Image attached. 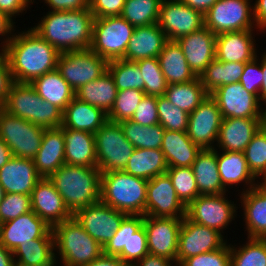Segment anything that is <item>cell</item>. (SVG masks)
I'll use <instances>...</instances> for the list:
<instances>
[{"instance_id":"cell-1","label":"cell","mask_w":266,"mask_h":266,"mask_svg":"<svg viewBox=\"0 0 266 266\" xmlns=\"http://www.w3.org/2000/svg\"><path fill=\"white\" fill-rule=\"evenodd\" d=\"M3 49L14 82L32 83L36 78L56 69L60 52L34 30L8 37Z\"/></svg>"},{"instance_id":"cell-2","label":"cell","mask_w":266,"mask_h":266,"mask_svg":"<svg viewBox=\"0 0 266 266\" xmlns=\"http://www.w3.org/2000/svg\"><path fill=\"white\" fill-rule=\"evenodd\" d=\"M42 19L31 29L60 53L90 49L95 18L89 8L50 11Z\"/></svg>"},{"instance_id":"cell-3","label":"cell","mask_w":266,"mask_h":266,"mask_svg":"<svg viewBox=\"0 0 266 266\" xmlns=\"http://www.w3.org/2000/svg\"><path fill=\"white\" fill-rule=\"evenodd\" d=\"M49 179L72 214L100 201L101 171L98 167L64 164Z\"/></svg>"},{"instance_id":"cell-4","label":"cell","mask_w":266,"mask_h":266,"mask_svg":"<svg viewBox=\"0 0 266 266\" xmlns=\"http://www.w3.org/2000/svg\"><path fill=\"white\" fill-rule=\"evenodd\" d=\"M147 183L122 170L101 173L100 201L127 215L145 216Z\"/></svg>"},{"instance_id":"cell-5","label":"cell","mask_w":266,"mask_h":266,"mask_svg":"<svg viewBox=\"0 0 266 266\" xmlns=\"http://www.w3.org/2000/svg\"><path fill=\"white\" fill-rule=\"evenodd\" d=\"M2 108L45 129L61 127L63 124V111L43 100L30 83L14 82Z\"/></svg>"},{"instance_id":"cell-6","label":"cell","mask_w":266,"mask_h":266,"mask_svg":"<svg viewBox=\"0 0 266 266\" xmlns=\"http://www.w3.org/2000/svg\"><path fill=\"white\" fill-rule=\"evenodd\" d=\"M52 231L64 266H84L103 253V247L73 217L54 225Z\"/></svg>"},{"instance_id":"cell-7","label":"cell","mask_w":266,"mask_h":266,"mask_svg":"<svg viewBox=\"0 0 266 266\" xmlns=\"http://www.w3.org/2000/svg\"><path fill=\"white\" fill-rule=\"evenodd\" d=\"M134 29L121 16L95 18L90 49L107 61L122 59Z\"/></svg>"},{"instance_id":"cell-8","label":"cell","mask_w":266,"mask_h":266,"mask_svg":"<svg viewBox=\"0 0 266 266\" xmlns=\"http://www.w3.org/2000/svg\"><path fill=\"white\" fill-rule=\"evenodd\" d=\"M94 136L97 167L101 173L123 171L135 147L124 136L121 125L107 121Z\"/></svg>"},{"instance_id":"cell-9","label":"cell","mask_w":266,"mask_h":266,"mask_svg":"<svg viewBox=\"0 0 266 266\" xmlns=\"http://www.w3.org/2000/svg\"><path fill=\"white\" fill-rule=\"evenodd\" d=\"M44 130L0 107V139L14 157L33 159L41 146Z\"/></svg>"},{"instance_id":"cell-10","label":"cell","mask_w":266,"mask_h":266,"mask_svg":"<svg viewBox=\"0 0 266 266\" xmlns=\"http://www.w3.org/2000/svg\"><path fill=\"white\" fill-rule=\"evenodd\" d=\"M143 221V215H127L112 239L103 247V253L118 256L129 266L141 260L149 253Z\"/></svg>"},{"instance_id":"cell-11","label":"cell","mask_w":266,"mask_h":266,"mask_svg":"<svg viewBox=\"0 0 266 266\" xmlns=\"http://www.w3.org/2000/svg\"><path fill=\"white\" fill-rule=\"evenodd\" d=\"M108 61L91 49L61 52L56 69L77 91L81 86L96 80L107 71Z\"/></svg>"},{"instance_id":"cell-12","label":"cell","mask_w":266,"mask_h":266,"mask_svg":"<svg viewBox=\"0 0 266 266\" xmlns=\"http://www.w3.org/2000/svg\"><path fill=\"white\" fill-rule=\"evenodd\" d=\"M248 1L250 0H218L205 13L204 26L216 35L252 30V24L255 23L251 21L254 20L251 11L253 7Z\"/></svg>"},{"instance_id":"cell-13","label":"cell","mask_w":266,"mask_h":266,"mask_svg":"<svg viewBox=\"0 0 266 266\" xmlns=\"http://www.w3.org/2000/svg\"><path fill=\"white\" fill-rule=\"evenodd\" d=\"M126 216V213L117 211L101 201L79 209L73 214V218L102 247L112 239Z\"/></svg>"},{"instance_id":"cell-14","label":"cell","mask_w":266,"mask_h":266,"mask_svg":"<svg viewBox=\"0 0 266 266\" xmlns=\"http://www.w3.org/2000/svg\"><path fill=\"white\" fill-rule=\"evenodd\" d=\"M158 25L168 40L176 41L201 29L204 15L180 0H162Z\"/></svg>"},{"instance_id":"cell-15","label":"cell","mask_w":266,"mask_h":266,"mask_svg":"<svg viewBox=\"0 0 266 266\" xmlns=\"http://www.w3.org/2000/svg\"><path fill=\"white\" fill-rule=\"evenodd\" d=\"M225 244L218 230L192 222L185 216L179 233L176 266L187 258L218 250Z\"/></svg>"},{"instance_id":"cell-16","label":"cell","mask_w":266,"mask_h":266,"mask_svg":"<svg viewBox=\"0 0 266 266\" xmlns=\"http://www.w3.org/2000/svg\"><path fill=\"white\" fill-rule=\"evenodd\" d=\"M210 96L216 101L224 118H263L260 100L243 88L240 82L226 84Z\"/></svg>"},{"instance_id":"cell-17","label":"cell","mask_w":266,"mask_h":266,"mask_svg":"<svg viewBox=\"0 0 266 266\" xmlns=\"http://www.w3.org/2000/svg\"><path fill=\"white\" fill-rule=\"evenodd\" d=\"M145 216L163 218L186 216V206L178 198L167 173L148 180Z\"/></svg>"},{"instance_id":"cell-18","label":"cell","mask_w":266,"mask_h":266,"mask_svg":"<svg viewBox=\"0 0 266 266\" xmlns=\"http://www.w3.org/2000/svg\"><path fill=\"white\" fill-rule=\"evenodd\" d=\"M182 222L183 218L144 216L143 226L147 234L148 252L176 263Z\"/></svg>"},{"instance_id":"cell-19","label":"cell","mask_w":266,"mask_h":266,"mask_svg":"<svg viewBox=\"0 0 266 266\" xmlns=\"http://www.w3.org/2000/svg\"><path fill=\"white\" fill-rule=\"evenodd\" d=\"M224 195H199L186 207V217L221 233L236 212L234 203L231 204Z\"/></svg>"},{"instance_id":"cell-20","label":"cell","mask_w":266,"mask_h":266,"mask_svg":"<svg viewBox=\"0 0 266 266\" xmlns=\"http://www.w3.org/2000/svg\"><path fill=\"white\" fill-rule=\"evenodd\" d=\"M223 117L216 101L208 95L189 114L187 135L201 149H214L211 144L218 138Z\"/></svg>"},{"instance_id":"cell-21","label":"cell","mask_w":266,"mask_h":266,"mask_svg":"<svg viewBox=\"0 0 266 266\" xmlns=\"http://www.w3.org/2000/svg\"><path fill=\"white\" fill-rule=\"evenodd\" d=\"M32 211L51 228L73 217L49 178H41L31 192Z\"/></svg>"},{"instance_id":"cell-22","label":"cell","mask_w":266,"mask_h":266,"mask_svg":"<svg viewBox=\"0 0 266 266\" xmlns=\"http://www.w3.org/2000/svg\"><path fill=\"white\" fill-rule=\"evenodd\" d=\"M51 227L34 211L0 224V243L13 252L20 244L42 238Z\"/></svg>"},{"instance_id":"cell-23","label":"cell","mask_w":266,"mask_h":266,"mask_svg":"<svg viewBox=\"0 0 266 266\" xmlns=\"http://www.w3.org/2000/svg\"><path fill=\"white\" fill-rule=\"evenodd\" d=\"M216 34L203 26L176 40L183 50L190 69L200 76L208 64L216 59Z\"/></svg>"},{"instance_id":"cell-24","label":"cell","mask_w":266,"mask_h":266,"mask_svg":"<svg viewBox=\"0 0 266 266\" xmlns=\"http://www.w3.org/2000/svg\"><path fill=\"white\" fill-rule=\"evenodd\" d=\"M42 177L38 174L33 159L12 157L0 168V184L5 193L31 195Z\"/></svg>"},{"instance_id":"cell-25","label":"cell","mask_w":266,"mask_h":266,"mask_svg":"<svg viewBox=\"0 0 266 266\" xmlns=\"http://www.w3.org/2000/svg\"><path fill=\"white\" fill-rule=\"evenodd\" d=\"M263 118H224L217 142L223 151L243 152L262 126Z\"/></svg>"},{"instance_id":"cell-26","label":"cell","mask_w":266,"mask_h":266,"mask_svg":"<svg viewBox=\"0 0 266 266\" xmlns=\"http://www.w3.org/2000/svg\"><path fill=\"white\" fill-rule=\"evenodd\" d=\"M38 174L49 178L65 164V143L63 127L45 129L41 146L33 158Z\"/></svg>"},{"instance_id":"cell-27","label":"cell","mask_w":266,"mask_h":266,"mask_svg":"<svg viewBox=\"0 0 266 266\" xmlns=\"http://www.w3.org/2000/svg\"><path fill=\"white\" fill-rule=\"evenodd\" d=\"M167 41L158 23L135 27L122 59L136 62L147 58H157Z\"/></svg>"},{"instance_id":"cell-28","label":"cell","mask_w":266,"mask_h":266,"mask_svg":"<svg viewBox=\"0 0 266 266\" xmlns=\"http://www.w3.org/2000/svg\"><path fill=\"white\" fill-rule=\"evenodd\" d=\"M253 30L222 33L216 36V59L220 62L247 63L257 57Z\"/></svg>"},{"instance_id":"cell-29","label":"cell","mask_w":266,"mask_h":266,"mask_svg":"<svg viewBox=\"0 0 266 266\" xmlns=\"http://www.w3.org/2000/svg\"><path fill=\"white\" fill-rule=\"evenodd\" d=\"M65 164L97 167L95 136L91 132L63 128Z\"/></svg>"},{"instance_id":"cell-30","label":"cell","mask_w":266,"mask_h":266,"mask_svg":"<svg viewBox=\"0 0 266 266\" xmlns=\"http://www.w3.org/2000/svg\"><path fill=\"white\" fill-rule=\"evenodd\" d=\"M191 167L199 195H219L226 192L219 175L215 148L201 149Z\"/></svg>"},{"instance_id":"cell-31","label":"cell","mask_w":266,"mask_h":266,"mask_svg":"<svg viewBox=\"0 0 266 266\" xmlns=\"http://www.w3.org/2000/svg\"><path fill=\"white\" fill-rule=\"evenodd\" d=\"M241 195L248 238H263L266 235V183L247 188Z\"/></svg>"},{"instance_id":"cell-32","label":"cell","mask_w":266,"mask_h":266,"mask_svg":"<svg viewBox=\"0 0 266 266\" xmlns=\"http://www.w3.org/2000/svg\"><path fill=\"white\" fill-rule=\"evenodd\" d=\"M161 151L168 168L191 167L201 148L192 142L187 132L165 130Z\"/></svg>"},{"instance_id":"cell-33","label":"cell","mask_w":266,"mask_h":266,"mask_svg":"<svg viewBox=\"0 0 266 266\" xmlns=\"http://www.w3.org/2000/svg\"><path fill=\"white\" fill-rule=\"evenodd\" d=\"M107 121V114L100 108L75 97L63 111L62 127L94 134Z\"/></svg>"},{"instance_id":"cell-34","label":"cell","mask_w":266,"mask_h":266,"mask_svg":"<svg viewBox=\"0 0 266 266\" xmlns=\"http://www.w3.org/2000/svg\"><path fill=\"white\" fill-rule=\"evenodd\" d=\"M157 58L168 85L186 83L197 77L177 41L168 40Z\"/></svg>"},{"instance_id":"cell-35","label":"cell","mask_w":266,"mask_h":266,"mask_svg":"<svg viewBox=\"0 0 266 266\" xmlns=\"http://www.w3.org/2000/svg\"><path fill=\"white\" fill-rule=\"evenodd\" d=\"M115 81L107 70L96 80L86 83L75 91V97L85 103L100 108L108 114L117 96Z\"/></svg>"},{"instance_id":"cell-36","label":"cell","mask_w":266,"mask_h":266,"mask_svg":"<svg viewBox=\"0 0 266 266\" xmlns=\"http://www.w3.org/2000/svg\"><path fill=\"white\" fill-rule=\"evenodd\" d=\"M54 249L56 248L51 228L42 238L20 244L12 253L19 258L14 262L21 266H55Z\"/></svg>"},{"instance_id":"cell-37","label":"cell","mask_w":266,"mask_h":266,"mask_svg":"<svg viewBox=\"0 0 266 266\" xmlns=\"http://www.w3.org/2000/svg\"><path fill=\"white\" fill-rule=\"evenodd\" d=\"M38 95L62 111L75 98V91L57 69L45 73L30 83Z\"/></svg>"},{"instance_id":"cell-38","label":"cell","mask_w":266,"mask_h":266,"mask_svg":"<svg viewBox=\"0 0 266 266\" xmlns=\"http://www.w3.org/2000/svg\"><path fill=\"white\" fill-rule=\"evenodd\" d=\"M167 169L168 166L161 149L135 148L123 171L148 181L157 175L166 173Z\"/></svg>"},{"instance_id":"cell-39","label":"cell","mask_w":266,"mask_h":266,"mask_svg":"<svg viewBox=\"0 0 266 266\" xmlns=\"http://www.w3.org/2000/svg\"><path fill=\"white\" fill-rule=\"evenodd\" d=\"M218 171L223 186L233 185L240 182L249 183V189L257 184L255 176L251 173L243 152L224 151L221 154L217 152Z\"/></svg>"},{"instance_id":"cell-40","label":"cell","mask_w":266,"mask_h":266,"mask_svg":"<svg viewBox=\"0 0 266 266\" xmlns=\"http://www.w3.org/2000/svg\"><path fill=\"white\" fill-rule=\"evenodd\" d=\"M245 64L242 62H220L214 59L208 64L199 78L206 92L210 95L223 85L239 82Z\"/></svg>"},{"instance_id":"cell-41","label":"cell","mask_w":266,"mask_h":266,"mask_svg":"<svg viewBox=\"0 0 266 266\" xmlns=\"http://www.w3.org/2000/svg\"><path fill=\"white\" fill-rule=\"evenodd\" d=\"M164 95L173 105L190 114L209 94L197 76L186 83L169 84Z\"/></svg>"},{"instance_id":"cell-42","label":"cell","mask_w":266,"mask_h":266,"mask_svg":"<svg viewBox=\"0 0 266 266\" xmlns=\"http://www.w3.org/2000/svg\"><path fill=\"white\" fill-rule=\"evenodd\" d=\"M124 136L135 147L141 149H161L165 129L158 123L143 126L128 119L119 122Z\"/></svg>"},{"instance_id":"cell-43","label":"cell","mask_w":266,"mask_h":266,"mask_svg":"<svg viewBox=\"0 0 266 266\" xmlns=\"http://www.w3.org/2000/svg\"><path fill=\"white\" fill-rule=\"evenodd\" d=\"M162 0H125L121 17L134 27L158 23Z\"/></svg>"},{"instance_id":"cell-44","label":"cell","mask_w":266,"mask_h":266,"mask_svg":"<svg viewBox=\"0 0 266 266\" xmlns=\"http://www.w3.org/2000/svg\"><path fill=\"white\" fill-rule=\"evenodd\" d=\"M107 70L112 75L117 90H144V80L140 68L133 61L115 59L108 61Z\"/></svg>"},{"instance_id":"cell-45","label":"cell","mask_w":266,"mask_h":266,"mask_svg":"<svg viewBox=\"0 0 266 266\" xmlns=\"http://www.w3.org/2000/svg\"><path fill=\"white\" fill-rule=\"evenodd\" d=\"M248 240L239 250L230 247L231 266H266V242L262 238Z\"/></svg>"},{"instance_id":"cell-46","label":"cell","mask_w":266,"mask_h":266,"mask_svg":"<svg viewBox=\"0 0 266 266\" xmlns=\"http://www.w3.org/2000/svg\"><path fill=\"white\" fill-rule=\"evenodd\" d=\"M144 96L145 92L139 89L117 91L113 107L107 114L108 121L119 123L131 119Z\"/></svg>"},{"instance_id":"cell-47","label":"cell","mask_w":266,"mask_h":266,"mask_svg":"<svg viewBox=\"0 0 266 266\" xmlns=\"http://www.w3.org/2000/svg\"><path fill=\"white\" fill-rule=\"evenodd\" d=\"M166 173L171 178L178 198L186 207L199 196L192 167L168 168Z\"/></svg>"},{"instance_id":"cell-48","label":"cell","mask_w":266,"mask_h":266,"mask_svg":"<svg viewBox=\"0 0 266 266\" xmlns=\"http://www.w3.org/2000/svg\"><path fill=\"white\" fill-rule=\"evenodd\" d=\"M144 80L145 95L163 96L167 90V82L160 68L158 58H147L136 61Z\"/></svg>"},{"instance_id":"cell-49","label":"cell","mask_w":266,"mask_h":266,"mask_svg":"<svg viewBox=\"0 0 266 266\" xmlns=\"http://www.w3.org/2000/svg\"><path fill=\"white\" fill-rule=\"evenodd\" d=\"M251 173L258 178L266 177V131L261 126L243 151Z\"/></svg>"},{"instance_id":"cell-50","label":"cell","mask_w":266,"mask_h":266,"mask_svg":"<svg viewBox=\"0 0 266 266\" xmlns=\"http://www.w3.org/2000/svg\"><path fill=\"white\" fill-rule=\"evenodd\" d=\"M159 124L165 130L187 132L189 113L173 105L166 97H157Z\"/></svg>"},{"instance_id":"cell-51","label":"cell","mask_w":266,"mask_h":266,"mask_svg":"<svg viewBox=\"0 0 266 266\" xmlns=\"http://www.w3.org/2000/svg\"><path fill=\"white\" fill-rule=\"evenodd\" d=\"M32 211L30 195L5 193L0 203V224Z\"/></svg>"},{"instance_id":"cell-52","label":"cell","mask_w":266,"mask_h":266,"mask_svg":"<svg viewBox=\"0 0 266 266\" xmlns=\"http://www.w3.org/2000/svg\"><path fill=\"white\" fill-rule=\"evenodd\" d=\"M179 266H231L230 245L187 258Z\"/></svg>"},{"instance_id":"cell-53","label":"cell","mask_w":266,"mask_h":266,"mask_svg":"<svg viewBox=\"0 0 266 266\" xmlns=\"http://www.w3.org/2000/svg\"><path fill=\"white\" fill-rule=\"evenodd\" d=\"M131 120L143 126L158 124L157 97L145 95L136 108Z\"/></svg>"},{"instance_id":"cell-54","label":"cell","mask_w":266,"mask_h":266,"mask_svg":"<svg viewBox=\"0 0 266 266\" xmlns=\"http://www.w3.org/2000/svg\"><path fill=\"white\" fill-rule=\"evenodd\" d=\"M257 60L258 59L255 57L252 61L245 64L243 74L241 75L239 82L242 84L243 88L254 94L260 100L263 73L261 63H257Z\"/></svg>"},{"instance_id":"cell-55","label":"cell","mask_w":266,"mask_h":266,"mask_svg":"<svg viewBox=\"0 0 266 266\" xmlns=\"http://www.w3.org/2000/svg\"><path fill=\"white\" fill-rule=\"evenodd\" d=\"M125 0H89V9L94 18L120 16Z\"/></svg>"},{"instance_id":"cell-56","label":"cell","mask_w":266,"mask_h":266,"mask_svg":"<svg viewBox=\"0 0 266 266\" xmlns=\"http://www.w3.org/2000/svg\"><path fill=\"white\" fill-rule=\"evenodd\" d=\"M0 52V107H2L6 101L7 94L10 91V87L14 83L12 73L9 69L8 59L5 50L2 48Z\"/></svg>"},{"instance_id":"cell-57","label":"cell","mask_w":266,"mask_h":266,"mask_svg":"<svg viewBox=\"0 0 266 266\" xmlns=\"http://www.w3.org/2000/svg\"><path fill=\"white\" fill-rule=\"evenodd\" d=\"M51 11H74L89 8V0H44Z\"/></svg>"},{"instance_id":"cell-58","label":"cell","mask_w":266,"mask_h":266,"mask_svg":"<svg viewBox=\"0 0 266 266\" xmlns=\"http://www.w3.org/2000/svg\"><path fill=\"white\" fill-rule=\"evenodd\" d=\"M32 0H0V12L6 14L10 19L28 7Z\"/></svg>"},{"instance_id":"cell-59","label":"cell","mask_w":266,"mask_h":266,"mask_svg":"<svg viewBox=\"0 0 266 266\" xmlns=\"http://www.w3.org/2000/svg\"><path fill=\"white\" fill-rule=\"evenodd\" d=\"M84 266H129L120 257L102 253L97 259Z\"/></svg>"},{"instance_id":"cell-60","label":"cell","mask_w":266,"mask_h":266,"mask_svg":"<svg viewBox=\"0 0 266 266\" xmlns=\"http://www.w3.org/2000/svg\"><path fill=\"white\" fill-rule=\"evenodd\" d=\"M253 18L256 26L260 29H266V0H256L253 7Z\"/></svg>"},{"instance_id":"cell-61","label":"cell","mask_w":266,"mask_h":266,"mask_svg":"<svg viewBox=\"0 0 266 266\" xmlns=\"http://www.w3.org/2000/svg\"><path fill=\"white\" fill-rule=\"evenodd\" d=\"M171 261L168 258L148 253L141 260L137 261L138 264L135 263L133 266H171Z\"/></svg>"},{"instance_id":"cell-62","label":"cell","mask_w":266,"mask_h":266,"mask_svg":"<svg viewBox=\"0 0 266 266\" xmlns=\"http://www.w3.org/2000/svg\"><path fill=\"white\" fill-rule=\"evenodd\" d=\"M185 5L201 12L203 15L218 1V0H180Z\"/></svg>"},{"instance_id":"cell-63","label":"cell","mask_w":266,"mask_h":266,"mask_svg":"<svg viewBox=\"0 0 266 266\" xmlns=\"http://www.w3.org/2000/svg\"><path fill=\"white\" fill-rule=\"evenodd\" d=\"M13 20L10 19L6 14L0 12V35L4 36L7 33H11L13 29Z\"/></svg>"},{"instance_id":"cell-64","label":"cell","mask_w":266,"mask_h":266,"mask_svg":"<svg viewBox=\"0 0 266 266\" xmlns=\"http://www.w3.org/2000/svg\"><path fill=\"white\" fill-rule=\"evenodd\" d=\"M14 255L0 243V266H13Z\"/></svg>"},{"instance_id":"cell-65","label":"cell","mask_w":266,"mask_h":266,"mask_svg":"<svg viewBox=\"0 0 266 266\" xmlns=\"http://www.w3.org/2000/svg\"><path fill=\"white\" fill-rule=\"evenodd\" d=\"M13 157L10 148L0 139V168Z\"/></svg>"},{"instance_id":"cell-66","label":"cell","mask_w":266,"mask_h":266,"mask_svg":"<svg viewBox=\"0 0 266 266\" xmlns=\"http://www.w3.org/2000/svg\"><path fill=\"white\" fill-rule=\"evenodd\" d=\"M263 58L261 61V69H262V73H263V80H262V85H261V89H260V100H263V102H265L266 105V53H264V55H262Z\"/></svg>"},{"instance_id":"cell-67","label":"cell","mask_w":266,"mask_h":266,"mask_svg":"<svg viewBox=\"0 0 266 266\" xmlns=\"http://www.w3.org/2000/svg\"><path fill=\"white\" fill-rule=\"evenodd\" d=\"M4 195H5L4 189L2 188L0 184V203L2 202V199L4 198Z\"/></svg>"},{"instance_id":"cell-68","label":"cell","mask_w":266,"mask_h":266,"mask_svg":"<svg viewBox=\"0 0 266 266\" xmlns=\"http://www.w3.org/2000/svg\"><path fill=\"white\" fill-rule=\"evenodd\" d=\"M262 127L265 129L266 131V114H264L263 119H262Z\"/></svg>"},{"instance_id":"cell-69","label":"cell","mask_w":266,"mask_h":266,"mask_svg":"<svg viewBox=\"0 0 266 266\" xmlns=\"http://www.w3.org/2000/svg\"><path fill=\"white\" fill-rule=\"evenodd\" d=\"M262 239L266 242V235Z\"/></svg>"},{"instance_id":"cell-70","label":"cell","mask_w":266,"mask_h":266,"mask_svg":"<svg viewBox=\"0 0 266 266\" xmlns=\"http://www.w3.org/2000/svg\"><path fill=\"white\" fill-rule=\"evenodd\" d=\"M13 266H21V265H18L17 263H14Z\"/></svg>"}]
</instances>
